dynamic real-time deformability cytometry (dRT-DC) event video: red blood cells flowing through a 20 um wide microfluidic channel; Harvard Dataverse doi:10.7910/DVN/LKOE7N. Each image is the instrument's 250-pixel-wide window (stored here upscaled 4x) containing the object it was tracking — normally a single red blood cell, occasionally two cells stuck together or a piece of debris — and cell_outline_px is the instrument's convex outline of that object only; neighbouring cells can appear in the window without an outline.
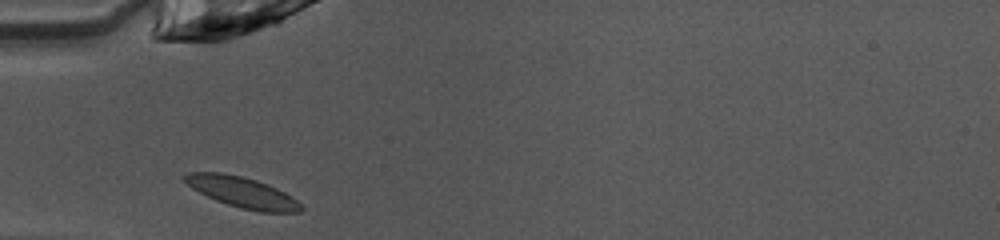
{"species": "common noctule bat (a hibernating species)", "species_latin": "Nyctalus noctula", "temperature_condition": "warm", "stored_images_in_passage": 27, "camera_frame_rate_fps": 3000, "um_per_image_px": 0.085, "animal": {"sex": "female", "body_mass_g": 10.0, "forearm_length_mm": 53.1}, "frame": {"image": 1, "passage_image": 1, "time_ms": 0.0, "image_size_px": [1000, 240], "cell_outline_px": [[304, 208], [300, 212], [260, 212], [240, 208], [216, 200], [192, 188], [184, 180], [184, 176], [188, 172], [224, 172], [256, 180], [268, 184], [284, 192], [296, 200]], "centroid_in_image_um": [20.6, 16.34], "position_along_channel_um": 64.4, "area_um2": 20.58}}
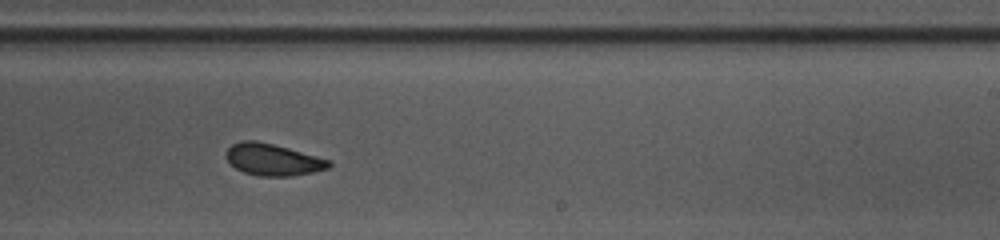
{"frame": {"image": 2, "passage_image": 16, "time_ms": 5.0, "image_size_px": [1000, 240], "cell_outline_px": [[332, 164], [328, 168], [312, 172], [292, 176], [260, 176], [244, 172], [236, 168], [224, 156], [224, 152], [232, 144], [240, 140], [256, 140], [288, 148], [332, 160]], "centroid_in_image_um": [23.18, 13.56], "position_along_channel_um": 265.8, "area_um2": 19.07}}
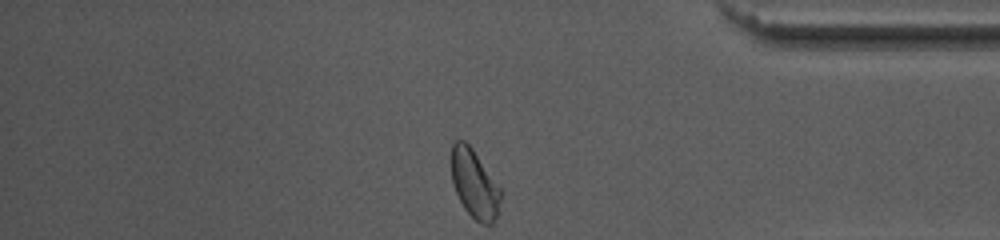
{"frame": {"image": 3, "passage_image": 27, "time_ms": 8.667, "image_size_px": [1000, 240], "cell_outline_px": [[500, 200], [496, 216], [492, 224], [484, 224], [476, 220], [464, 208], [452, 184], [452, 144], [456, 140], [464, 140], [472, 148], [500, 188]], "centroid_in_image_um": [40.31, 15.62], "position_along_channel_um": 394.9, "area_um2": 19.19}, "authors_computed_cell_mechanics": {"area_um2": 19.4208, "velocity_mm_per_s": 4.0458, "shape_relaxation_time_tau1_ms": 8.3552, "shape_relaxation_time_tau2_ms": 3.6231, "deformation_change_tau1": 0.1559, "deformation_change_tau2": 0.0611}}